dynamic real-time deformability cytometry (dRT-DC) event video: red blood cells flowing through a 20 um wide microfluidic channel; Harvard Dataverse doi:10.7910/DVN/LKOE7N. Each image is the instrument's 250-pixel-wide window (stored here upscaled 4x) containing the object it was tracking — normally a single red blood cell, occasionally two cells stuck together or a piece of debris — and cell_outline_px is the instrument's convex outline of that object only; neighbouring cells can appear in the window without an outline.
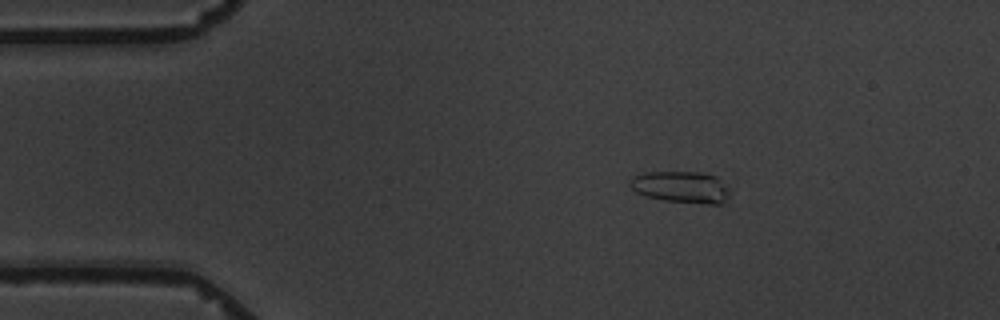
{"species": "common noctule bat (a hibernating species)", "species_latin": "Nyctalus noctula", "temperature_condition": "warm", "stored_images_in_passage": 3, "camera_frame_rate_fps": 3000, "um_per_image_px": 0.085, "animal": {"sex": "male", "body_mass_g": 19.5, "forearm_length_mm": 54.6}, "frame": {"image": 1, "passage_image": 1, "time_ms": 0.0, "image_size_px": [1000, 320], "cell_outline_px": [[732, 192], [728, 200], [724, 204], [708, 204], [664, 200], [644, 196], [636, 192], [628, 184], [628, 180], [632, 176], [644, 172], [700, 172], [716, 176]], "centroid_in_image_um": [57.91, 15.9], "position_along_channel_um": 27.1, "area_um2": 18.79}}